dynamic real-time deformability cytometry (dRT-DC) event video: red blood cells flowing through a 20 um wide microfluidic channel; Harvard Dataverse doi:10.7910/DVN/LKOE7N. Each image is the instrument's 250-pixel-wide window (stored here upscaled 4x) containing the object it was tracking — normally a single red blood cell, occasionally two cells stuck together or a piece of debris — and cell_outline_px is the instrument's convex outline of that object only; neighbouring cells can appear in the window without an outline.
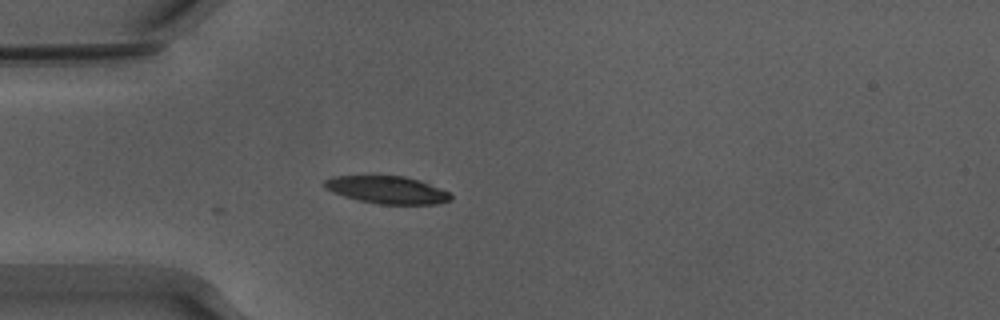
{"species": "Egyptian fruit bat (a non-hibernating species)", "species_latin": "Rousettus aegyptiacus", "temperature_condition": "warm", "stored_images_in_passage": 3, "camera_frame_rate_fps": 3000, "um_per_image_px": 0.085, "animal": {"sex": "male"}, "frame": {"image": 1, "passage_image": 1, "time_ms": 0.0, "image_size_px": [1000, 320], "cell_outline_px": [[452, 196], [448, 200], [436, 204], [380, 204], [360, 200], [344, 196], [332, 192], [324, 188], [320, 184], [324, 180], [332, 176], [404, 176], [420, 180], [448, 192]], "centroid_in_image_um": [32.84, 16.13], "position_along_channel_um": 52.2, "area_um2": 20.11}}